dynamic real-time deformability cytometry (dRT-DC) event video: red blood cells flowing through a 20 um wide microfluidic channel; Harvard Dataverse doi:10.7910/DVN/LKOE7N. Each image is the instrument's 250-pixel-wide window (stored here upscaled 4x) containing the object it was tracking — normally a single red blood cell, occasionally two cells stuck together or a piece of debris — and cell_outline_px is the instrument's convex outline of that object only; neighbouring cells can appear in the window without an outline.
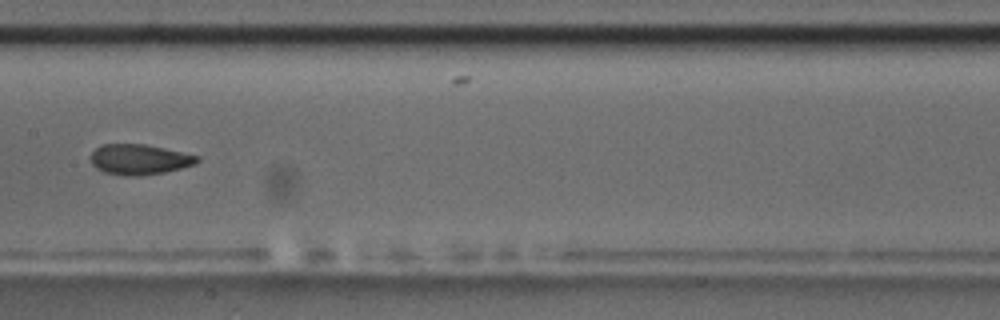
{"species": "common noctule bat (a hibernating species)", "species_latin": "Nyctalus noctula", "temperature_condition": "room temperature", "stored_images_in_passage": 10, "camera_frame_rate_fps": 3000, "um_per_image_px": 0.085, "animal": {"sex": "male", "body_mass_g": 17.5, "forearm_length_mm": 52.3}, "frame": {"image": 1, "passage_image": 9, "time_ms": 9.333, "image_size_px": [1000, 320], "cell_outline_px": [[200, 160], [196, 164], [164, 172], [140, 176], [128, 176], [104, 172], [96, 168], [92, 164], [92, 152], [96, 148], [104, 144], [144, 144], [164, 148], [200, 156]], "centroid_in_image_um": [11.87, 13.55], "position_along_channel_um": 195.5, "area_um2": 18.73}}